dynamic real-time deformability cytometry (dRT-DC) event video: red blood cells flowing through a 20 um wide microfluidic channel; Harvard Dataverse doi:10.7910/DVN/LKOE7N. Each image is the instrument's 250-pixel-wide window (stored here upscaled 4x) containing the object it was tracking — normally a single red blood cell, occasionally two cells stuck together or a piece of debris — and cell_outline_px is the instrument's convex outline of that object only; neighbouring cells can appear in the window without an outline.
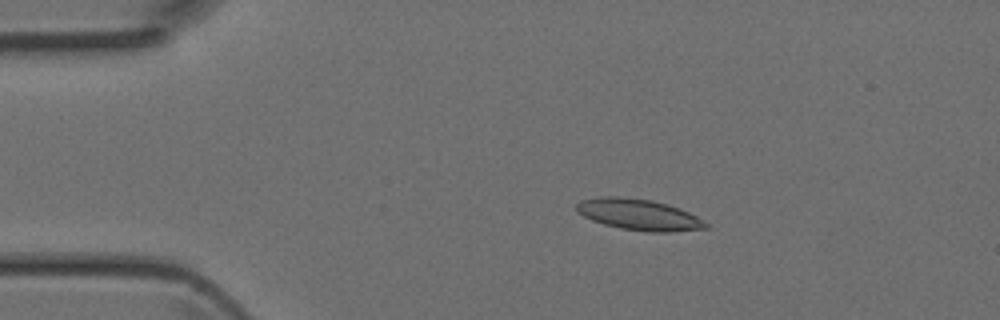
{"species": "Egyptian fruit bat (a non-hibernating species)", "species_latin": "Rousettus aegyptiacus", "temperature_condition": "room temperature", "stored_images_in_passage": 3, "camera_frame_rate_fps": 3000, "um_per_image_px": 0.085, "animal": {"sex": "female"}, "frame": {"image": 1, "passage_image": 2, "time_ms": 0.333, "image_size_px": [1000, 320], "cell_outline_px": [[708, 228], [672, 232], [648, 232], [620, 228], [604, 224], [592, 220], [576, 212], [576, 204], [580, 200], [600, 196], [620, 196], [652, 200], [668, 204], [680, 208], [696, 216], [708, 224]], "centroid_in_image_um": [54.28, 18.23], "position_along_channel_um": 30.7, "area_um2": 23.58}}